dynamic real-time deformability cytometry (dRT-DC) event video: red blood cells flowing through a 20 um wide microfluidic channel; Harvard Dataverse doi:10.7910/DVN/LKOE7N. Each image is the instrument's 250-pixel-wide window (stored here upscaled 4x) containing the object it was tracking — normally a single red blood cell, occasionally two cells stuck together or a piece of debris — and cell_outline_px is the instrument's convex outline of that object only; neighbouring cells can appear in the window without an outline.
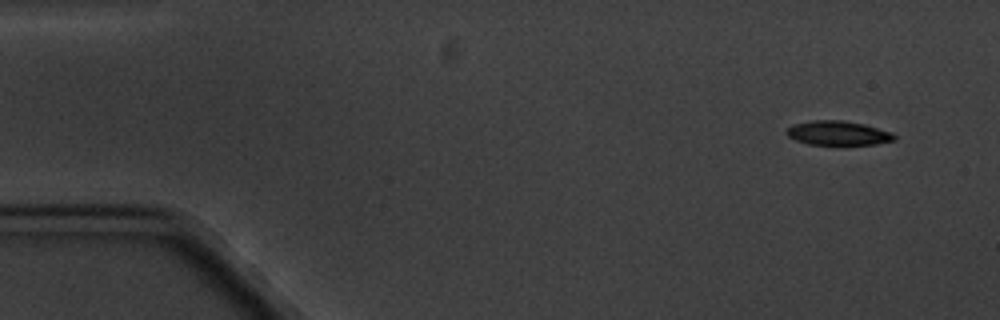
{"species": "common noctule bat (a hibernating species)", "species_latin": "Nyctalus noctula", "temperature_condition": "cold", "stored_images_in_passage": 10, "camera_frame_rate_fps": 3000, "um_per_image_px": 0.085, "animal": {"sex": "male", "body_mass_g": 20.1, "forearm_length_mm": 53.5}, "frame": {"image": 1, "passage_image": 1, "time_ms": 0.0, "image_size_px": [1000, 320], "cell_outline_px": [[896, 140], [876, 144], [808, 144], [796, 140], [788, 136], [784, 132], [792, 124], [816, 120], [844, 120], [864, 124], [892, 132], [896, 136]], "centroid_in_image_um": [71.24, 11.3], "position_along_channel_um": 13.8, "area_um2": 15.2}}
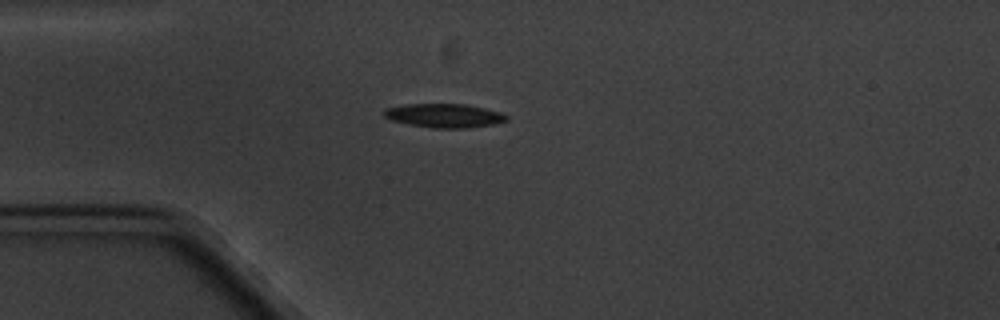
{"frame": {"image": 2, "passage_image": 4, "time_ms": 3.667, "image_size_px": [1000, 320], "cell_outline_px": [[508, 120], [496, 124], [468, 128], [436, 128], [408, 124], [392, 120], [384, 116], [384, 108], [408, 104], [464, 104], [484, 108], [500, 112], [508, 116]], "centroid_in_image_um": [37.79, 9.83], "position_along_channel_um": 47.2, "area_um2": 16.99}}
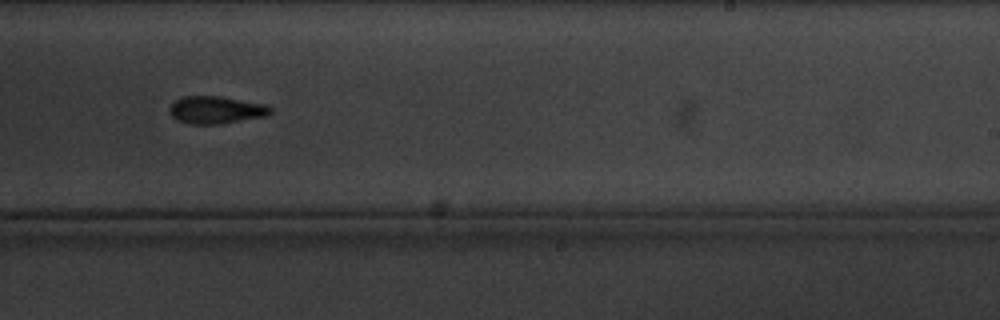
{"frame": {"image": 3, "passage_image": 10, "time_ms": 10.667, "image_size_px": [1000, 320], "cell_outline_px": [[272, 112], [264, 116], [220, 124], [188, 124], [176, 120], [168, 112], [168, 108], [180, 96], [220, 96], [268, 104], [272, 108]], "centroid_in_image_um": [18.34, 9.34], "position_along_channel_um": 270.7, "area_um2": 16.36}}